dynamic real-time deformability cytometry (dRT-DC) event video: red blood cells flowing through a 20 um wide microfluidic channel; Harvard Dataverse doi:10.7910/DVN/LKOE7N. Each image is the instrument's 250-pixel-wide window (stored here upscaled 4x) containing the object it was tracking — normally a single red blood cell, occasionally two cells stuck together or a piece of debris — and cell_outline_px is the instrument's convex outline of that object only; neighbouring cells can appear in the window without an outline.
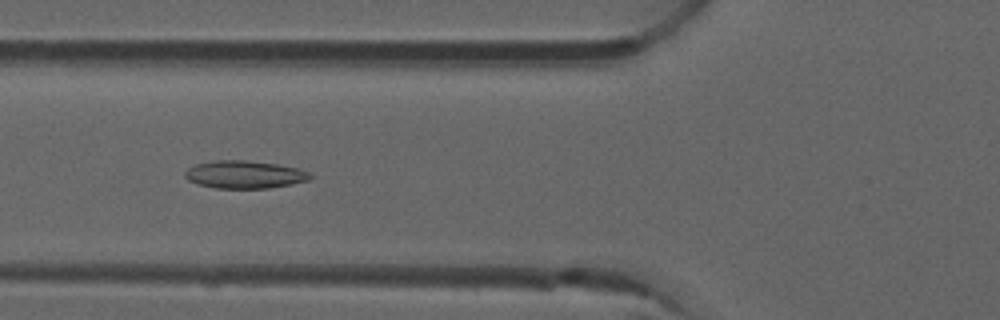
{"species": "common noctule bat (a hibernating species)", "species_latin": "Nyctalus noctula", "temperature_condition": "room temperature", "stored_images_in_passage": 36, "camera_frame_rate_fps": 3000, "um_per_image_px": 0.085, "animal": {"sex": "male", "forearm_length_mm": 52.5}, "frame": {"image": 1, "passage_image": 3, "time_ms": 0.667, "image_size_px": [1000, 320], "cell_outline_px": [[312, 176], [308, 180], [292, 184], [268, 188], [216, 188], [200, 184], [188, 180], [184, 176], [184, 172], [188, 168], [196, 164], [212, 160], [244, 160], [276, 164], [300, 168], [308, 172]], "centroid_in_image_um": [20.78, 14.83], "position_along_channel_um": 105.0, "area_um2": 20.17}}
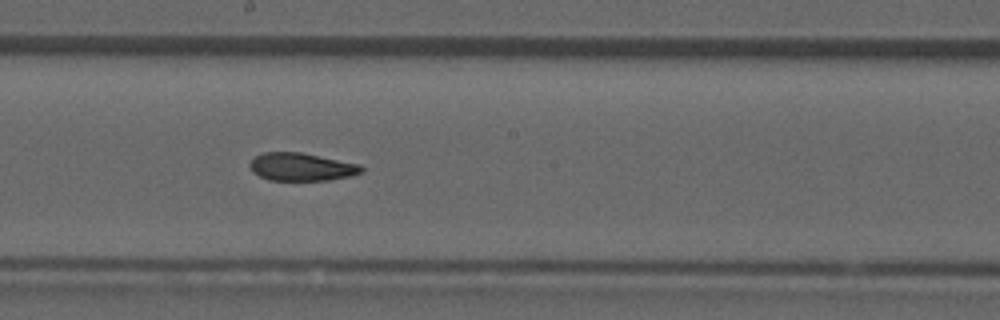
{"frame": {"image": 2, "passage_image": 12, "time_ms": 3.667, "image_size_px": [1000, 320], "cell_outline_px": [[364, 168], [360, 172], [352, 176], [328, 180], [268, 180], [252, 172], [248, 164], [252, 156], [264, 152], [300, 152], [360, 164]], "centroid_in_image_um": [25.57, 14.18], "position_along_channel_um": 222.6, "area_um2": 18.26}}
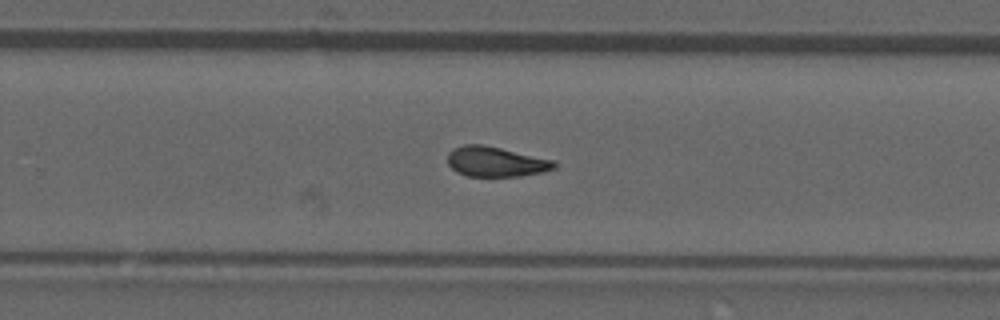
{"frame": {"image": 3, "passage_image": 17, "time_ms": 5.333, "image_size_px": [1000, 320], "cell_outline_px": [[556, 168], [540, 172], [520, 176], [468, 176], [456, 172], [448, 164], [448, 152], [452, 148], [464, 144], [484, 144], [556, 160]], "centroid_in_image_um": [42.13, 13.73], "position_along_channel_um": 287.7, "area_um2": 18.84}}